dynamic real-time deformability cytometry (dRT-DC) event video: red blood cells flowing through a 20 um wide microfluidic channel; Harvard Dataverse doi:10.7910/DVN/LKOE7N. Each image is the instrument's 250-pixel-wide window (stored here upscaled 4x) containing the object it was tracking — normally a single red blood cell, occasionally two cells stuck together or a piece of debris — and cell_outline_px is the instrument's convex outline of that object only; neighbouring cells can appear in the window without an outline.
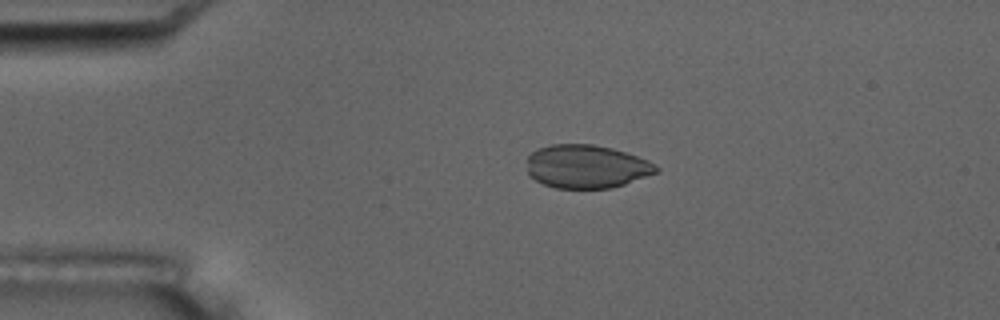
{"species": "common noctule bat (a hibernating species)", "species_latin": "Nyctalus noctula", "temperature_condition": "room temperature", "stored_images_in_passage": 3, "camera_frame_rate_fps": 3000, "um_per_image_px": 0.085, "animal": {"sex": "male", "body_mass_g": 17.5, "forearm_length_mm": 52.3}, "frame": {"image": 1, "passage_image": 2, "time_ms": 1.0, "image_size_px": [1000, 320], "cell_outline_px": [[660, 172], [612, 188], [556, 188], [544, 184], [536, 180], [528, 172], [528, 156], [536, 148], [552, 144], [592, 144], [612, 148], [648, 160], [656, 164], [660, 168]], "centroid_in_image_um": [49.88, 14.15], "position_along_channel_um": 35.1, "area_um2": 32.71}}